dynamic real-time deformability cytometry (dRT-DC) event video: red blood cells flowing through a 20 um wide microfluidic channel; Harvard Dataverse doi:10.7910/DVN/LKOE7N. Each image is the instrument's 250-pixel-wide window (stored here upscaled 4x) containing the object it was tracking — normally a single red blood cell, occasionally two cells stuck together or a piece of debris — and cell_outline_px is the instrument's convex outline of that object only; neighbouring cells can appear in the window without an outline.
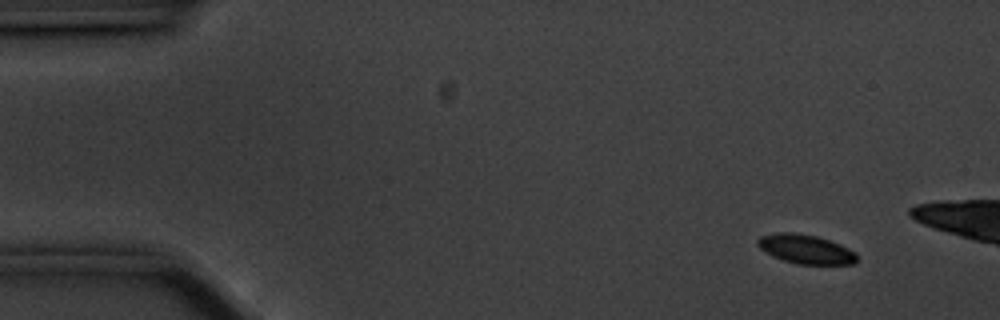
{"species": "common noctule bat (a hibernating species)", "species_latin": "Nyctalus noctula", "temperature_condition": "cold", "stored_images_in_passage": 10, "camera_frame_rate_fps": 3000, "um_per_image_px": 0.085, "animal": {"sex": "male", "body_mass_g": 20.1, "forearm_length_mm": 53.5}, "frame": {"image": 1, "passage_image": 1, "time_ms": 0.0, "image_size_px": [1000, 320], "cell_outline_px": [[856, 260], [852, 264], [796, 264], [772, 256], [760, 248], [756, 244], [756, 240], [760, 236], [780, 232], [792, 232], [816, 236], [840, 244], [856, 252]], "centroid_in_image_um": [68.46, 21.17], "position_along_channel_um": 16.5, "area_um2": 16.76}}